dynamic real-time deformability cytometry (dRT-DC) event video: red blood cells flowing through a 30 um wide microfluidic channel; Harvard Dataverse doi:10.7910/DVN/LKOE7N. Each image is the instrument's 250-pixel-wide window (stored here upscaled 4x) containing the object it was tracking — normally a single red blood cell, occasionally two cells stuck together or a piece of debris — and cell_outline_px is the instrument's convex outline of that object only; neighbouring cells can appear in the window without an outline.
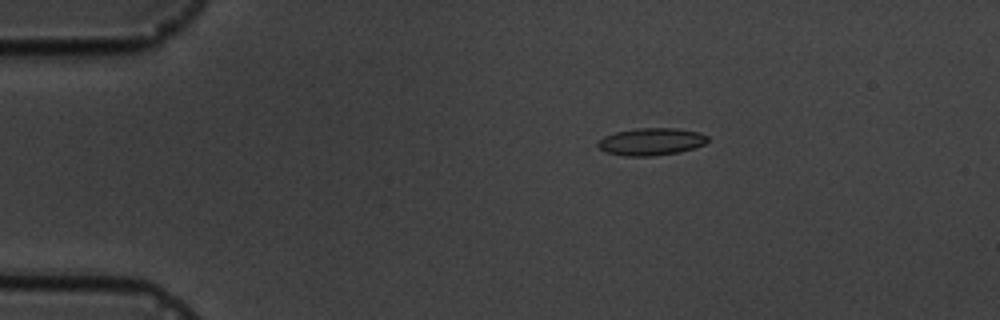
{"species": "common noctule bat (a hibernating species)", "species_latin": "Nyctalus noctula", "temperature_condition": "cold", "stored_images_in_passage": 6, "camera_frame_rate_fps": 3000, "um_per_image_px": 0.085, "animal": {"sex": "male", "body_mass_g": 19.5, "forearm_length_mm": 54.6}, "frame": {"image": 1, "passage_image": 3, "time_ms": 2.333, "image_size_px": [1000, 320], "cell_outline_px": [[708, 140], [704, 144], [680, 152], [652, 156], [624, 156], [604, 152], [596, 144], [596, 140], [604, 136], [616, 132], [636, 128], [676, 128], [700, 132], [708, 136]], "centroid_in_image_um": [55.31, 12.04], "position_along_channel_um": 29.7, "area_um2": 17.63}}
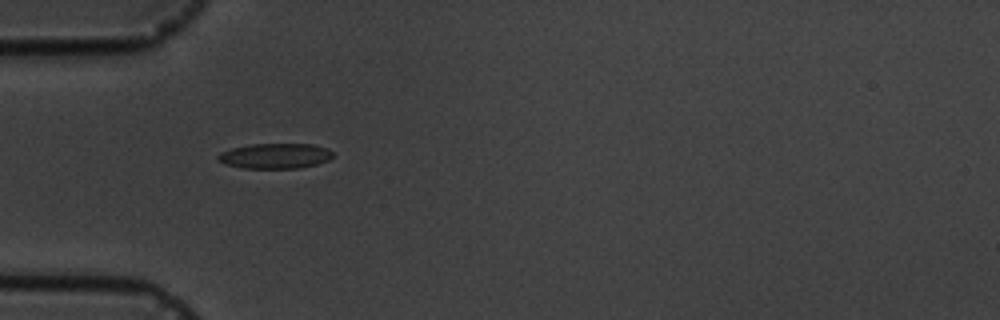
{"frame": {"image": 2, "passage_image": 5, "time_ms": 4.667, "image_size_px": [1000, 320], "cell_outline_px": [[332, 156], [328, 160], [316, 164], [300, 168], [244, 168], [228, 164], [216, 160], [216, 156], [220, 152], [232, 148], [248, 144], [312, 144], [328, 148], [332, 152]], "centroid_in_image_um": [23.37, 13.24], "position_along_channel_um": 61.6, "area_um2": 16.88}}
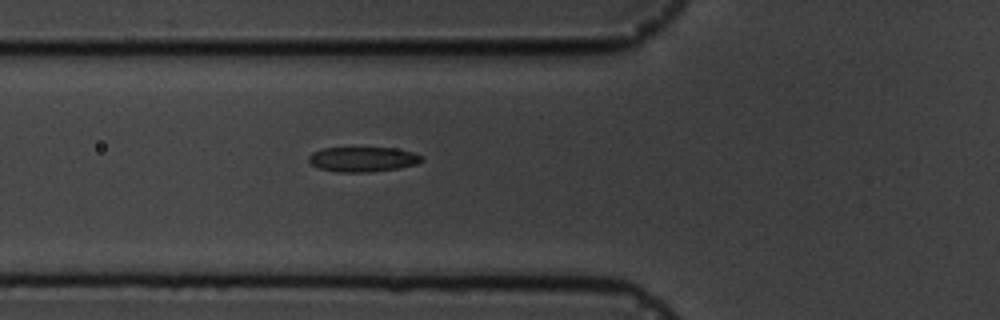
{"frame": {"image": 3, "passage_image": 6, "time_ms": 5.667, "image_size_px": [1000, 320], "cell_outline_px": [[424, 160], [416, 164], [400, 168], [368, 172], [336, 172], [316, 168], [308, 160], [308, 156], [312, 152], [324, 148], [396, 148], [412, 152], [424, 156]], "centroid_in_image_um": [30.84, 13.54], "position_along_channel_um": 95.0, "area_um2": 16.53}}